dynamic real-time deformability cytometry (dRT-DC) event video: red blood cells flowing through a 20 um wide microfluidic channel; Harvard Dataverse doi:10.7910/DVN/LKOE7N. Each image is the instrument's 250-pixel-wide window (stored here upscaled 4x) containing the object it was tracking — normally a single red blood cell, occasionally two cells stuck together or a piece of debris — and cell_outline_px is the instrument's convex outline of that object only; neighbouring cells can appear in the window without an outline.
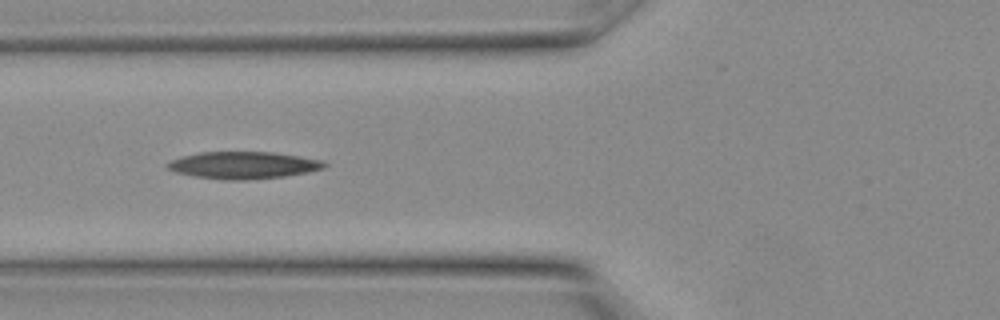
{"species": "Egyptian fruit bat (a non-hibernating species)", "species_latin": "Rousettus aegyptiacus", "temperature_condition": "warm", "stored_images_in_passage": 15, "camera_frame_rate_fps": 3000, "um_per_image_px": 0.085, "animal": {"sex": "female"}, "frame": {"image": 1, "passage_image": 5, "time_ms": 1.333, "image_size_px": [1000, 320], "cell_outline_px": [[328, 164], [324, 168], [308, 172], [284, 176], [248, 180], [224, 180], [196, 176], [176, 172], [168, 168], [164, 164], [172, 160], [184, 156], [200, 152], [272, 152], [320, 160]], "centroid_in_image_um": [20.68, 14.04], "position_along_channel_um": 105.1, "area_um2": 24.51}}
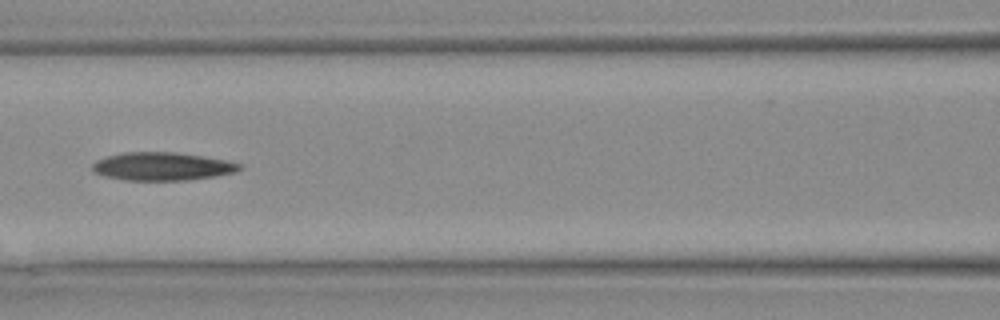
{"frame": {"image": 2, "passage_image": 7, "time_ms": 2.0, "image_size_px": [1000, 320], "cell_outline_px": [[244, 168], [236, 172], [216, 176], [188, 180], [124, 180], [108, 176], [96, 172], [92, 168], [92, 164], [96, 160], [120, 152], [176, 152], [204, 156], [244, 164]], "centroid_in_image_um": [13.85, 14.13], "position_along_channel_um": 152.7, "area_um2": 24.16}}
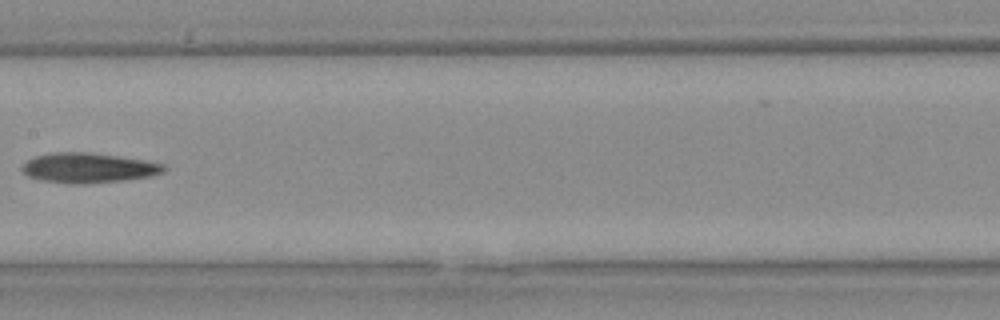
{"frame": {"image": 3, "passage_image": 9, "time_ms": 2.667, "image_size_px": [1000, 320], "cell_outline_px": [[168, 168], [164, 172], [152, 176], [124, 180], [80, 184], [68, 184], [40, 180], [28, 176], [20, 168], [28, 160], [36, 156], [52, 152], [92, 152], [120, 156], [144, 160], [164, 164]], "centroid_in_image_um": [7.53, 14.27], "position_along_channel_um": 199.9, "area_um2": 24.91}}